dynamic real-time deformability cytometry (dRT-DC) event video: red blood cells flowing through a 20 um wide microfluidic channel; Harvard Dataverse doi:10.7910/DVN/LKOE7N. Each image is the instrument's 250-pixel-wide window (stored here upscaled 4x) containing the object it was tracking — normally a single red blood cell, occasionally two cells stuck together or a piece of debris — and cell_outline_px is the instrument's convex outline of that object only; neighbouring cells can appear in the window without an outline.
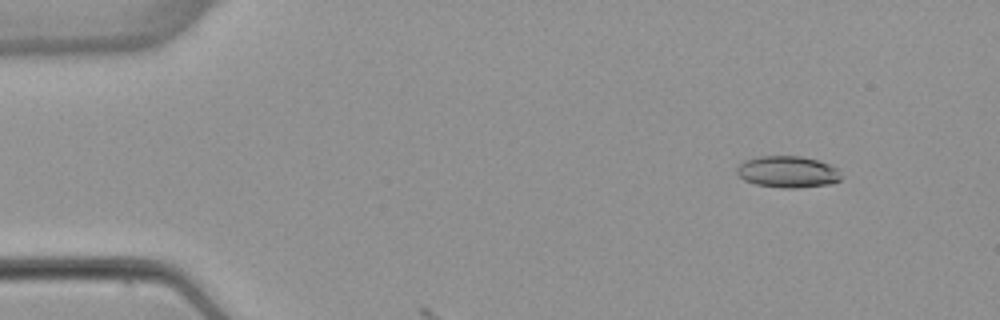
{"species": "common noctule bat (a hibernating species)", "species_latin": "Nyctalus noctula", "temperature_condition": "warm", "stored_images_in_passage": 7, "camera_frame_rate_fps": 3000, "um_per_image_px": 0.085, "animal": {"sex": "female", "body_mass_g": 22.7, "forearm_length_mm": 54.2}, "frame": {"image": 1, "passage_image": 2, "time_ms": 1.333, "image_size_px": [1000, 320], "cell_outline_px": [[840, 180], [832, 184], [800, 188], [784, 188], [756, 184], [744, 180], [736, 172], [736, 168], [744, 160], [760, 156], [800, 156], [816, 160], [840, 168]], "centroid_in_image_um": [66.97, 14.61], "position_along_channel_um": 18.0, "area_um2": 19.31}}
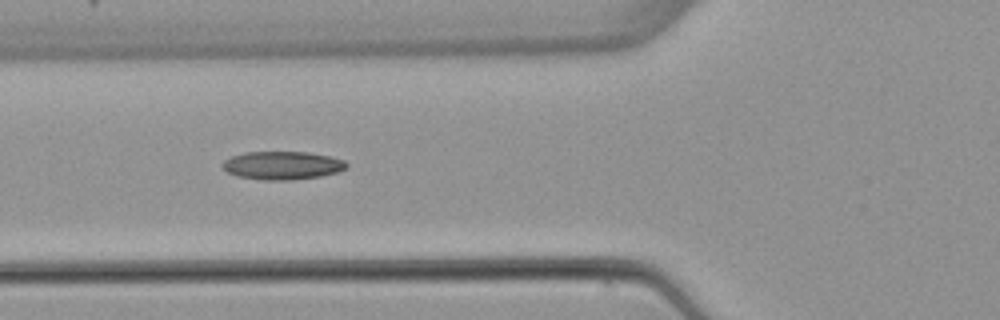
{"frame": {"image": 2, "passage_image": 6, "time_ms": 6.0, "image_size_px": [1000, 320], "cell_outline_px": [[348, 168], [336, 172], [320, 176], [292, 180], [264, 180], [236, 176], [228, 172], [220, 164], [224, 160], [232, 156], [244, 152], [308, 152], [328, 156], [344, 160], [348, 164]], "centroid_in_image_um": [23.99, 14.06], "position_along_channel_um": 101.8, "area_um2": 20.4}}
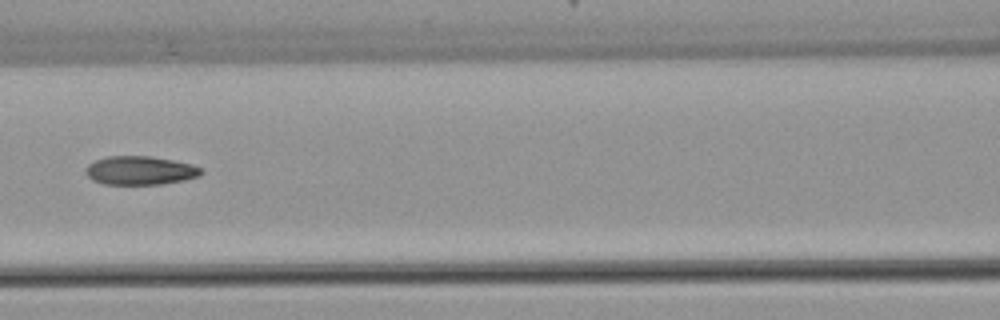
{"frame": {"image": 3, "passage_image": 7, "time_ms": 7.333, "image_size_px": [1000, 320], "cell_outline_px": [[204, 172], [200, 176], [184, 180], [160, 184], [104, 184], [92, 180], [84, 172], [84, 168], [88, 164], [96, 160], [108, 156], [148, 156], [172, 160], [192, 164], [200, 168]], "centroid_in_image_um": [11.89, 14.49], "position_along_channel_um": 154.7, "area_um2": 19.31}}